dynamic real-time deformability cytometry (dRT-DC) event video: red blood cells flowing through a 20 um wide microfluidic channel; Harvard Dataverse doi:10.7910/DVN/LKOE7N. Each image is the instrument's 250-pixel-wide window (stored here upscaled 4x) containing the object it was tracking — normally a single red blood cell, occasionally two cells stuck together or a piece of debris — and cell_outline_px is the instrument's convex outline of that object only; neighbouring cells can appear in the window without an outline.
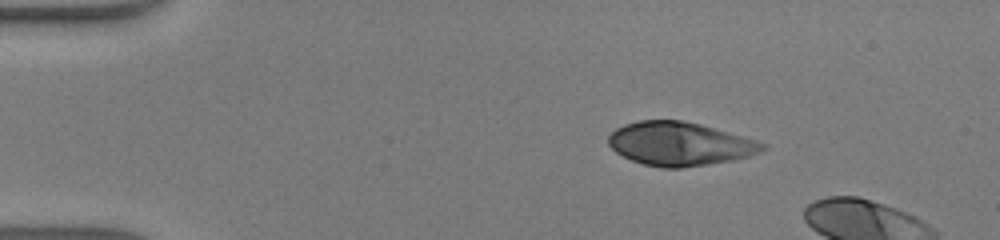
{"species": "human", "species_latin": "Homo sapiens", "temperature_condition": "warm", "stored_images_in_passage": 7, "camera_frame_rate_fps": 3000, "um_per_image_px": 0.085, "donor": {"sex": "male"}, "frame": {"image": 1, "passage_image": 1, "time_ms": 0.0, "image_size_px": [1000, 240], "cell_outline_px": [[768, 148], [760, 152], [748, 156], [732, 160], [708, 164], [680, 168], [660, 168], [644, 164], [632, 160], [616, 152], [608, 144], [608, 136], [616, 128], [624, 124], [640, 120], [684, 120], [700, 124], [744, 136], [768, 144]], "centroid_in_image_um": [57.79, 12.22], "position_along_channel_um": 27.2, "area_um2": 39.19}}